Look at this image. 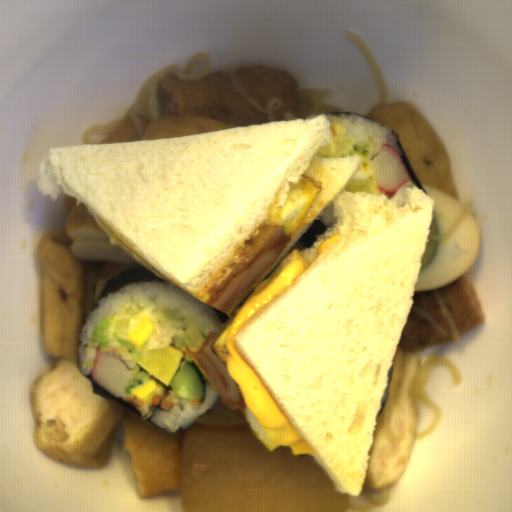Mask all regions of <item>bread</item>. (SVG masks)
I'll return each instance as SVG.
<instances>
[{
	"instance_id": "obj_1",
	"label": "bread",
	"mask_w": 512,
	"mask_h": 512,
	"mask_svg": "<svg viewBox=\"0 0 512 512\" xmlns=\"http://www.w3.org/2000/svg\"><path fill=\"white\" fill-rule=\"evenodd\" d=\"M317 115L188 136L55 146L38 192L84 204L106 236L167 285L195 297L303 173L321 188L286 248L225 312L227 325L292 249L306 270L233 344L341 494L361 495L389 372L409 319L437 202L344 191L360 156L324 158ZM341 234L316 259L321 241Z\"/></svg>"
}]
</instances>
